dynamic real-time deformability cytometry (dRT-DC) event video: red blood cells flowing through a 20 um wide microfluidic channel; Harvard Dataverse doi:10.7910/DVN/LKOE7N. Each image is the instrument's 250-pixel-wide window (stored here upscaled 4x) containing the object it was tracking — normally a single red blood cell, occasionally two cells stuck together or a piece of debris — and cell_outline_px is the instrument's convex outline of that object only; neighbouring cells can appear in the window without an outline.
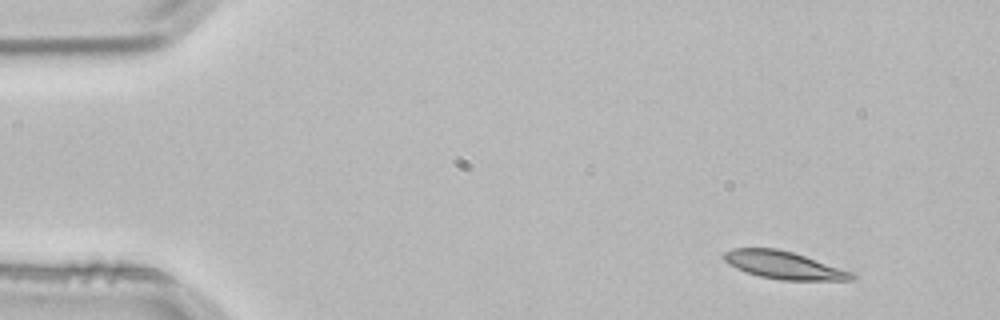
{"species": "common noctule bat (a hibernating species)", "species_latin": "Nyctalus noctula", "temperature_condition": "room temperature", "stored_images_in_passage": 3, "camera_frame_rate_fps": 3000, "um_per_image_px": 0.085, "animal": {"sex": "male", "body_mass_g": 21.5, "forearm_length_mm": 52.0}, "frame": {"image": 1, "passage_image": 1, "time_ms": 0.0, "image_size_px": [1000, 320], "cell_outline_px": [[856, 276], [852, 280], [780, 280], [760, 276], [736, 268], [728, 264], [724, 260], [724, 252], [732, 248], [776, 248], [792, 252], [856, 272]], "centroid_in_image_um": [66.67, 22.54], "position_along_channel_um": 18.3, "area_um2": 20.63}}
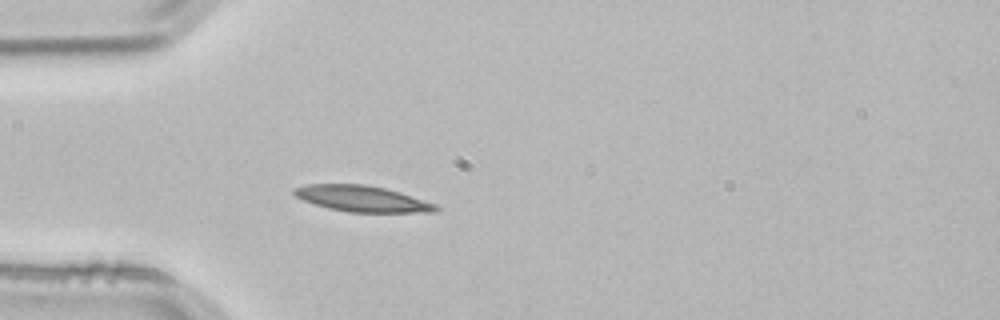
{"frame": {"image": 2, "passage_image": 3, "time_ms": 0.667, "image_size_px": [1000, 320], "cell_outline_px": [[440, 208], [436, 212], [348, 212], [328, 208], [304, 200], [296, 196], [292, 192], [292, 188], [308, 184], [364, 184], [384, 188], [400, 192], [436, 204]], "centroid_in_image_um": [30.78, 16.89], "position_along_channel_um": 54.2, "area_um2": 21.39}}